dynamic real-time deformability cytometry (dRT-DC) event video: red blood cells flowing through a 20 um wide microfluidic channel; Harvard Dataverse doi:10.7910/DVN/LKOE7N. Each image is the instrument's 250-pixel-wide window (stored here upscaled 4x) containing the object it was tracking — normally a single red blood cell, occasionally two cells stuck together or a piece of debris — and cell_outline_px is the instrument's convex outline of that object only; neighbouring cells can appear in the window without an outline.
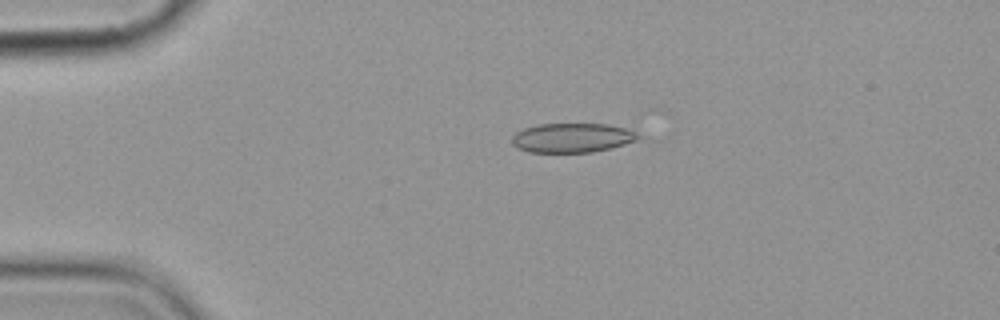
{"species": "common noctule bat (a hibernating species)", "species_latin": "Nyctalus noctula", "temperature_condition": "cold", "stored_images_in_passage": 4, "camera_frame_rate_fps": 3000, "um_per_image_px": 0.085, "animal": {"sex": "female", "body_mass_g": 19.9}, "frame": {"image": 1, "passage_image": 3, "time_ms": 2.333, "image_size_px": [1000, 320], "cell_outline_px": [[640, 136], [636, 140], [612, 148], [592, 152], [528, 152], [516, 148], [512, 144], [512, 136], [516, 132], [524, 128], [536, 124], [608, 124], [624, 128], [636, 132]], "centroid_in_image_um": [48.59, 11.71], "position_along_channel_um": 36.4, "area_um2": 21.62}}